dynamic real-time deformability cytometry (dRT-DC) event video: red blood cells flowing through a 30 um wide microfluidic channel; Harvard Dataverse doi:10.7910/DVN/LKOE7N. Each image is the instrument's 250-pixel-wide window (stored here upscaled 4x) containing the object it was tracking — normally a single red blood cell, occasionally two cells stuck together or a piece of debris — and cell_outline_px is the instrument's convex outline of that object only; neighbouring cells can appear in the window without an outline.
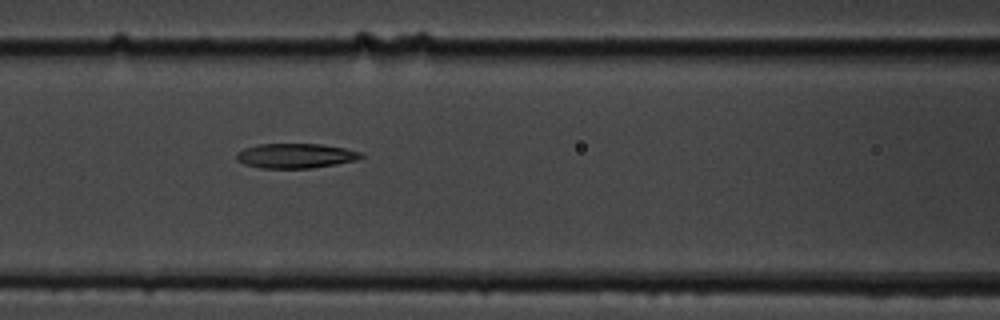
{"species": "common noctule bat (a hibernating species)", "species_latin": "Nyctalus noctula", "temperature_condition": "cold", "stored_images_in_passage": 9, "camera_frame_rate_fps": 3000, "um_per_image_px": 0.085, "animal": {"sex": "male", "body_mass_g": 19.5, "forearm_length_mm": 54.6}, "frame": {"image": 1, "passage_image": 8, "time_ms": 8.0, "image_size_px": [1000, 320], "cell_outline_px": [[364, 156], [356, 160], [336, 164], [312, 168], [260, 168], [244, 164], [236, 160], [236, 152], [244, 148], [260, 144], [320, 144], [344, 148], [360, 152]], "centroid_in_image_um": [25.09, 13.24], "position_along_channel_um": 141.5, "area_um2": 17.92}}
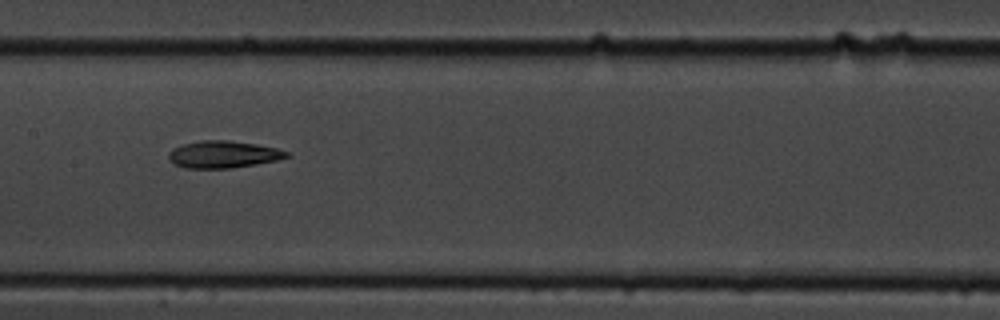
{"frame": {"image": 2, "passage_image": 9, "time_ms": 9.333, "image_size_px": [1000, 320], "cell_outline_px": [[292, 156], [276, 160], [256, 164], [232, 168], [184, 168], [168, 160], [168, 152], [172, 148], [184, 144], [200, 140], [228, 140], [256, 144], [276, 148], [288, 152]], "centroid_in_image_um": [18.96, 13.12], "position_along_channel_um": 188.4, "area_um2": 18.67}}